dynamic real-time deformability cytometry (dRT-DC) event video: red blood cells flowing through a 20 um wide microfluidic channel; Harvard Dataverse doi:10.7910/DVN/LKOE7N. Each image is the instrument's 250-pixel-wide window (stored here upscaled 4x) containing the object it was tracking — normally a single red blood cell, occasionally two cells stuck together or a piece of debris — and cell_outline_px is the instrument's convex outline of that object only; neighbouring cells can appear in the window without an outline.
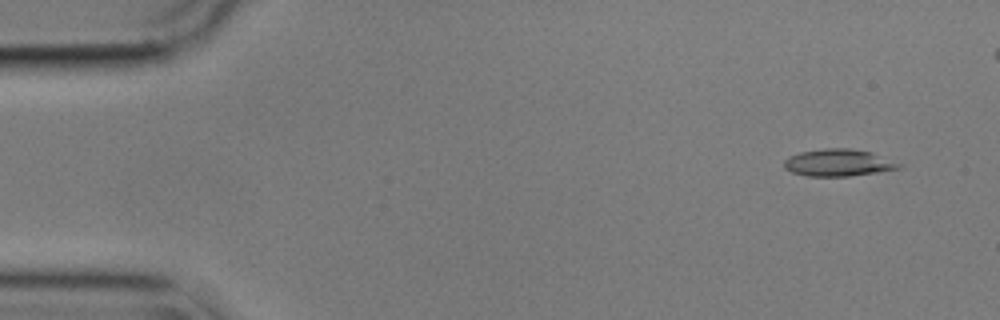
{"species": "common noctule bat (a hibernating species)", "species_latin": "Nyctalus noctula", "temperature_condition": "cold", "stored_images_in_passage": 52, "camera_frame_rate_fps": 3000, "um_per_image_px": 0.085, "animal": {"sex": "male", "body_mass_g": 17.9}, "frame": {"image": 1, "passage_image": 4, "time_ms": 1.0, "image_size_px": [1000, 320], "cell_outline_px": [[904, 168], [848, 176], [808, 176], [792, 172], [784, 168], [784, 160], [788, 156], [800, 152], [824, 148], [848, 148], [872, 152], [904, 164]], "centroid_in_image_um": [71.29, 13.82], "position_along_channel_um": 13.7, "area_um2": 18.26}}
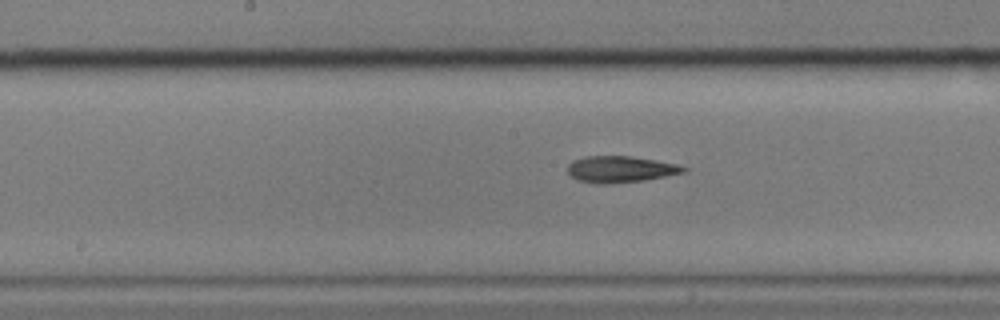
{"frame": {"image": 2, "passage_image": 28, "time_ms": 9.0, "image_size_px": [1000, 320], "cell_outline_px": [[688, 168], [684, 172], [644, 180], [604, 184], [600, 184], [576, 180], [568, 172], [568, 164], [572, 160], [584, 156], [632, 156], [656, 160], [676, 164]], "centroid_in_image_um": [52.69, 14.37], "position_along_channel_um": 195.5, "area_um2": 17.74}}
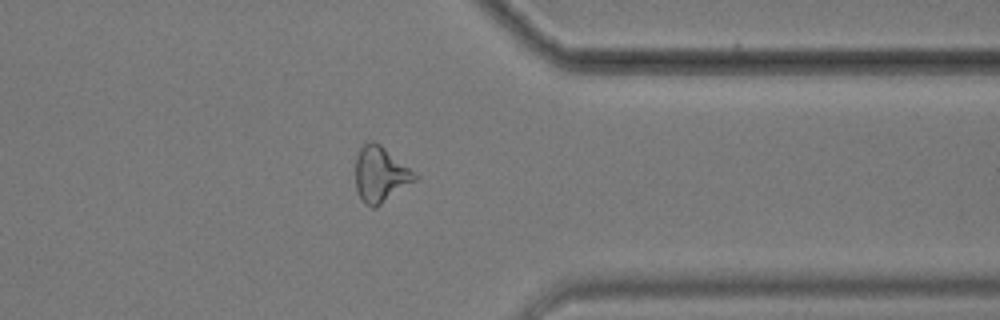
{"frame": {"image": 3, "passage_image": 44, "time_ms": 14.333, "image_size_px": [1000, 320], "cell_outline_px": [[420, 176], [416, 180], [376, 208], [372, 208], [364, 204], [356, 188], [356, 156], [360, 148], [368, 140], [372, 140], [380, 144]], "centroid_in_image_um": [32.34, 14.83], "position_along_channel_um": 379.1, "area_um2": 19.25}, "authors_computed_cell_mechanics": {"area_um2": 17.9469, "velocity_mm_per_s": 3.5941, "shape_relaxation_time_tau1_ms": null, "shape_relaxation_time_tau2_ms": 4.8517, "deformation_change_tau1": null, "deformation_change_tau2": 0.1417}}